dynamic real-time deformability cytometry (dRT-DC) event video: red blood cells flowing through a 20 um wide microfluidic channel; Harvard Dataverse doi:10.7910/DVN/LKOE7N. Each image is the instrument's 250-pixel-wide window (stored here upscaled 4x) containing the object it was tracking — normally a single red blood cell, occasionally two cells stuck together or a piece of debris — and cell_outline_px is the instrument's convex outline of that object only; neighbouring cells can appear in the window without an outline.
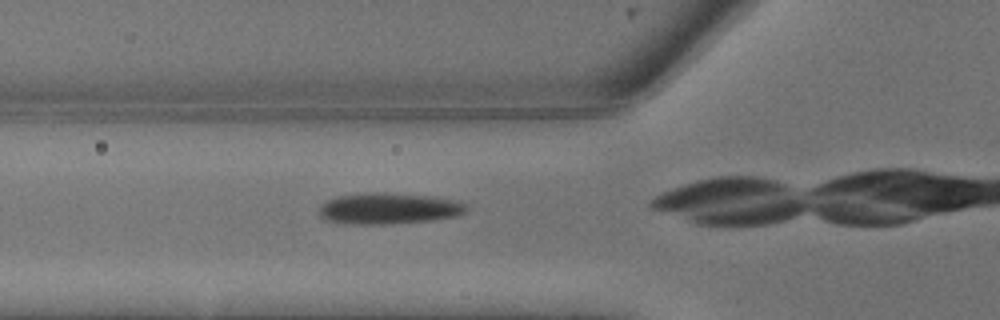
{"species": "common noctule bat (a hibernating species)", "species_latin": "Nyctalus noctula", "temperature_condition": "warm", "stored_images_in_passage": 7, "camera_frame_rate_fps": 3000, "um_per_image_px": 0.085, "animal": {"sex": "male", "body_mass_g": 13.3}, "frame": {"image": 1, "passage_image": 6, "time_ms": 1.667, "image_size_px": [1000, 320], "cell_outline_px": [[468, 208], [464, 212], [456, 216], [432, 220], [388, 224], [348, 224], [324, 220], [320, 216], [320, 208], [328, 200], [340, 196], [428, 196], [456, 200], [464, 204]], "centroid_in_image_um": [33.07, 17.8], "position_along_channel_um": 92.7, "area_um2": 25.09}}